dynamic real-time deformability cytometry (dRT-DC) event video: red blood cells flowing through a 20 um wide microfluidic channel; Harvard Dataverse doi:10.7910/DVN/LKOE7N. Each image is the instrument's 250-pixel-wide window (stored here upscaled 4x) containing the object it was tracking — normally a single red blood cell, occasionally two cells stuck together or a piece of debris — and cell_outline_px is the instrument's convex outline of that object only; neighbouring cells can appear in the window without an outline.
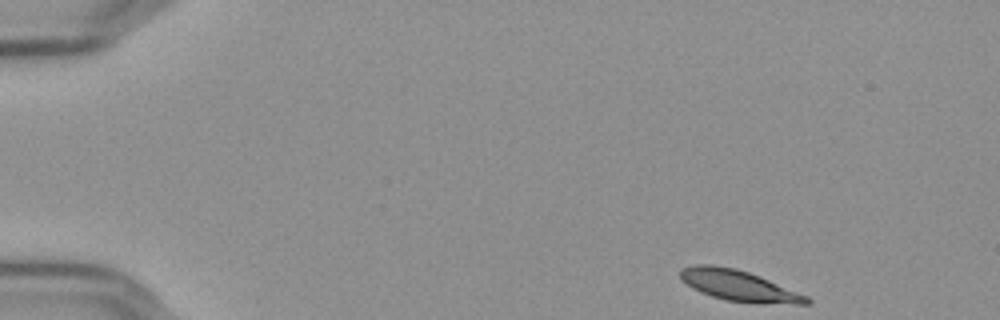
{"species": "Egyptian fruit bat (a non-hibernating species)", "species_latin": "Rousettus aegyptiacus", "temperature_condition": "cold", "stored_images_in_passage": 51, "camera_frame_rate_fps": 3000, "um_per_image_px": 0.085, "frame": {"image": 1, "passage_image": 1, "time_ms": 0.0, "image_size_px": [1000, 320], "cell_outline_px": [[812, 304], [760, 304], [724, 300], [700, 292], [692, 288], [680, 280], [680, 268], [696, 264], [708, 264], [736, 268], [748, 272], [808, 296], [812, 300]], "centroid_in_image_um": [62.78, 24.29], "position_along_channel_um": 22.2, "area_um2": 22.89}}
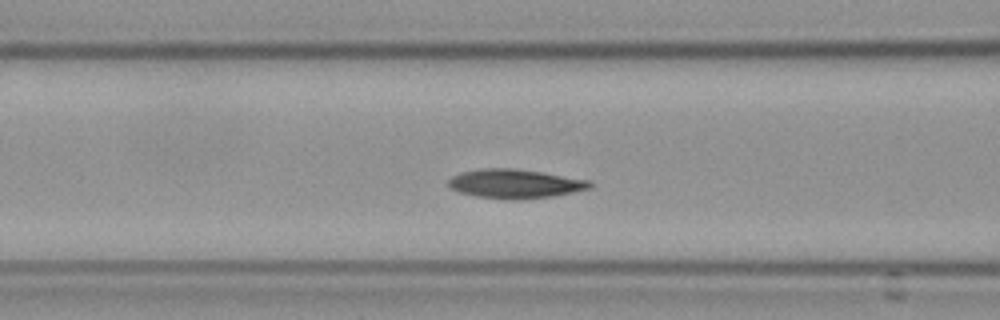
{"frame": {"image": 2, "passage_image": 18, "time_ms": 5.667, "image_size_px": [1000, 320], "cell_outline_px": [[592, 188], [552, 196], [520, 200], [512, 200], [476, 196], [460, 192], [448, 188], [448, 180], [452, 176], [460, 172], [484, 168], [512, 168], [540, 172], [592, 180]], "centroid_in_image_um": [43.77, 15.62], "position_along_channel_um": 122.8, "area_um2": 24.04}}
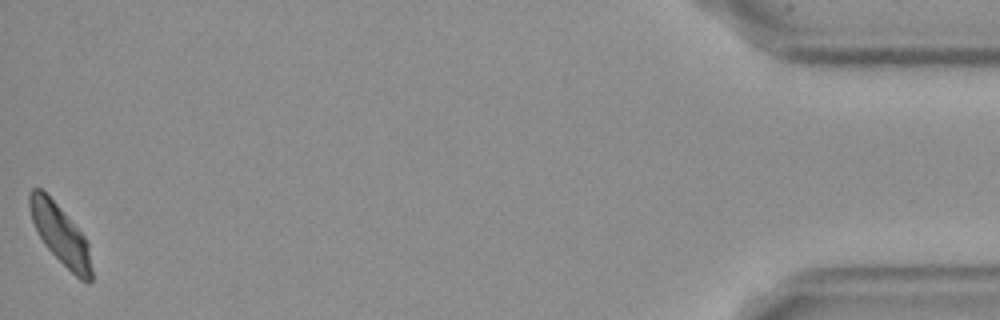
{"frame": {"image": 3, "passage_image": 51, "time_ms": 16.667, "image_size_px": [1000, 320], "cell_outline_px": [[92, 280], [88, 284], [80, 280], [44, 244], [32, 220], [28, 204], [28, 196], [32, 188], [40, 188], [56, 204], [84, 236], [88, 244], [92, 268]], "centroid_in_image_um": [5.14, 19.96], "position_along_channel_um": 430.1, "area_um2": 20.92}, "authors_computed_cell_mechanics": {"area_um2": 23.1778, "velocity_mm_per_s": 3.5841, "shape_relaxation_time_tau1_ms": 2.461, "shape_relaxation_time_tau2_ms": 2.9465, "deformation_change_tau1": 0.1092, "deformation_change_tau2": 0.0525}}